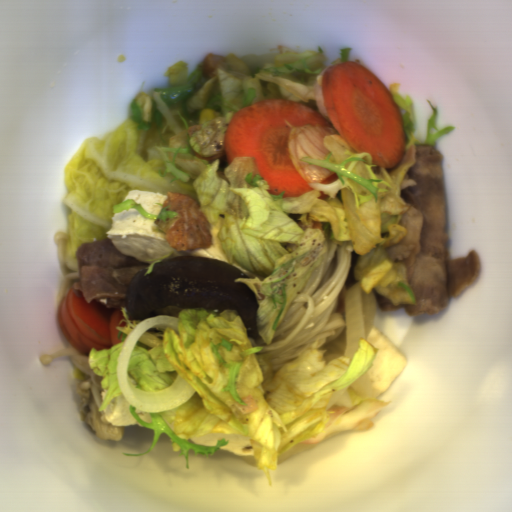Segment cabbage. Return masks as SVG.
I'll use <instances>...</instances> for the list:
<instances>
[{
  "instance_id": "1",
  "label": "cabbage",
  "mask_w": 512,
  "mask_h": 512,
  "mask_svg": "<svg viewBox=\"0 0 512 512\" xmlns=\"http://www.w3.org/2000/svg\"><path fill=\"white\" fill-rule=\"evenodd\" d=\"M157 126L138 127L127 118L102 138L88 137L64 167L63 198L67 216V259L78 264L77 250L87 241L109 239L106 232L130 190H150L168 197L187 194L200 204L192 182L172 181L171 174L159 175L164 166L156 146Z\"/></svg>"
},
{
  "instance_id": "2",
  "label": "cabbage",
  "mask_w": 512,
  "mask_h": 512,
  "mask_svg": "<svg viewBox=\"0 0 512 512\" xmlns=\"http://www.w3.org/2000/svg\"><path fill=\"white\" fill-rule=\"evenodd\" d=\"M173 254H174V252H168L164 257H157L154 259L143 261V262L151 263L146 269L143 270V274L150 275L152 269L154 268V266L156 265L157 262H160L163 260H168V259H173Z\"/></svg>"
}]
</instances>
